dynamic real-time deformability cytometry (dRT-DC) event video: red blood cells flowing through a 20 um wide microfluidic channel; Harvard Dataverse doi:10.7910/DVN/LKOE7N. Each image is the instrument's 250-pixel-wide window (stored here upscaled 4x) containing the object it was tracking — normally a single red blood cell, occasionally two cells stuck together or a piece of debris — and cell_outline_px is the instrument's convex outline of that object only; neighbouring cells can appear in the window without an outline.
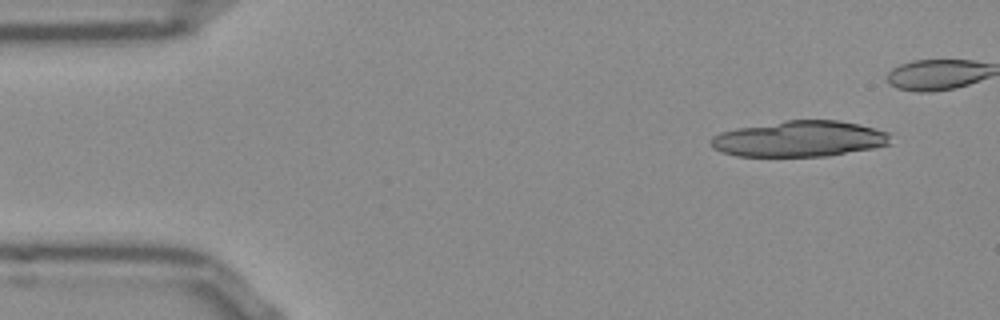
{"species": "Egyptian fruit bat (a non-hibernating species)", "species_latin": "Rousettus aegyptiacus", "temperature_condition": "room temperature", "stored_images_in_passage": 18, "camera_frame_rate_fps": 3000, "um_per_image_px": 0.085, "frame": {"image": 1, "passage_image": 1, "time_ms": 0.0, "image_size_px": [1000, 320], "cell_outline_px": [[892, 144], [872, 148], [828, 156], [736, 156], [720, 152], [712, 148], [712, 136], [720, 132], [736, 128], [788, 120], [836, 120], [856, 124], [888, 132]], "centroid_in_image_um": [67.93, 11.81], "position_along_channel_um": 17.1, "area_um2": 37.4}}